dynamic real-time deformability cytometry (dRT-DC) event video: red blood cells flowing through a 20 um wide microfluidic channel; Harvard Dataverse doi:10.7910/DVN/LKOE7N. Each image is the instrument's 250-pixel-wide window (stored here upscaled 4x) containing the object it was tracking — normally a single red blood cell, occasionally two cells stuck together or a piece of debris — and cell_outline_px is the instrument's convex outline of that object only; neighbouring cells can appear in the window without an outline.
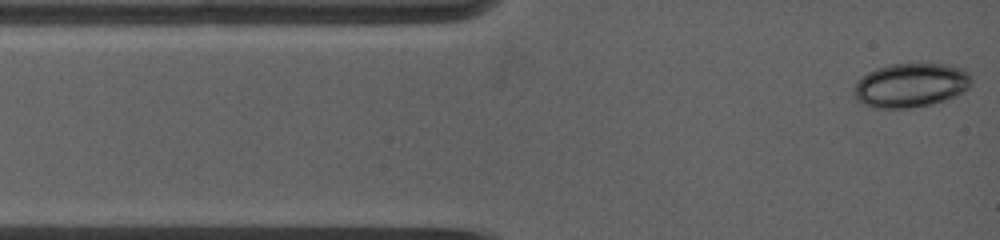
{"species": "common noctule bat (a hibernating species)", "species_latin": "Nyctalus noctula", "temperature_condition": "warm", "stored_images_in_passage": 44, "camera_frame_rate_fps": 5000, "um_per_image_px": 0.085, "animal": {"sex": "female", "body_mass_g": 19.0, "forearm_length_mm": 53.3}, "frame": {"image": 1, "passage_image": 1, "time_ms": 0.0, "image_size_px": [1000, 240], "cell_outline_px": [[972, 84], [964, 92], [944, 100], [932, 104], [912, 108], [872, 108], [856, 100], [852, 92], [852, 88], [868, 72], [876, 68], [888, 64], [916, 60], [920, 60], [948, 64], [964, 68], [968, 72], [972, 80]], "centroid_in_image_um": [77.44, 7.19], "position_along_channel_um": 7.6, "area_um2": 31.44}}
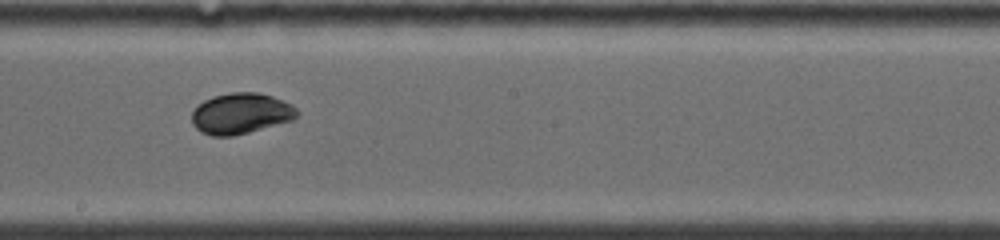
{"frame": {"image": 2, "passage_image": 19, "time_ms": 6.8, "image_size_px": [1000, 240], "cell_outline_px": [[300, 112], [292, 120], [248, 132], [232, 136], [212, 136], [200, 132], [192, 124], [192, 112], [204, 100], [216, 96], [232, 92], [256, 92], [272, 96], [292, 104]], "centroid_in_image_um": [20.47, 9.65], "position_along_channel_um": 227.7, "area_um2": 24.85}}
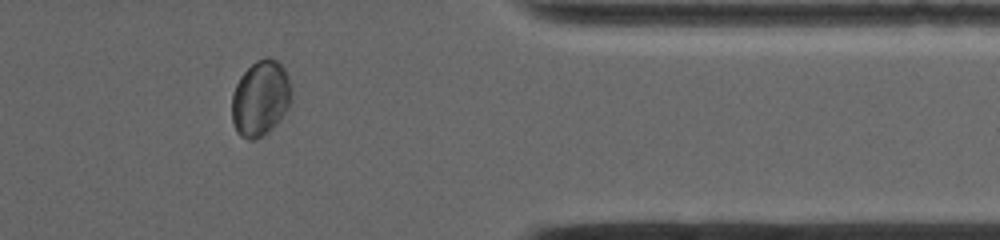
{"frame": {"image": 3, "passage_image": 31, "time_ms": 11.4, "image_size_px": [1000, 240], "cell_outline_px": [[292, 96], [288, 108], [280, 120], [268, 132], [256, 140], [248, 140], [240, 136], [236, 132], [232, 120], [232, 92], [240, 76], [256, 60], [268, 56], [276, 60], [284, 68], [288, 76], [292, 88]], "centroid_in_image_um": [22.14, 8.36], "position_along_channel_um": 389.3, "area_um2": 26.59}, "authors_computed_cell_mechanics": {"area_um2": 25.5765, "velocity_mm_per_s": 3.9058, "shape_relaxation_time_tau1_ms": 5.594, "shape_relaxation_time_tau2_ms": 1.0583, "deformation_change_tau1": 0.1378, "deformation_change_tau2": 0.0273}}